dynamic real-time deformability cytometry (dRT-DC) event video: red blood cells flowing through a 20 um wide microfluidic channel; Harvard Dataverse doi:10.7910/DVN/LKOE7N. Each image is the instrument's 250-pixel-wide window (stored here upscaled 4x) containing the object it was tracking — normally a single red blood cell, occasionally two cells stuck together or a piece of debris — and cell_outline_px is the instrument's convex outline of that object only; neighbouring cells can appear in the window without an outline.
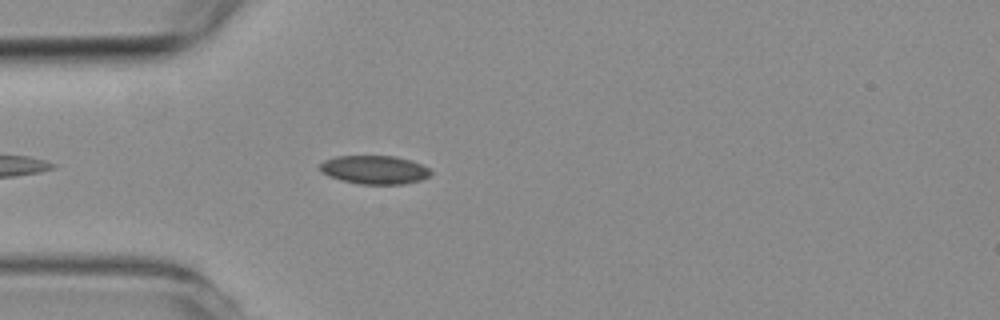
{"species": "common noctule bat (a hibernating species)", "species_latin": "Nyctalus noctula", "temperature_condition": "room temperature", "stored_images_in_passage": 1, "camera_frame_rate_fps": 3000, "um_per_image_px": 0.085, "animal": {"sex": "female", "body_mass_g": 19.3, "forearm_length_mm": 54.1}, "frame": {"image": 1, "passage_image": 1, "time_ms": 0.0, "image_size_px": [1000, 320], "cell_outline_px": [[432, 172], [428, 176], [420, 180], [408, 184], [360, 184], [340, 180], [328, 176], [320, 172], [320, 164], [324, 160], [336, 156], [392, 156], [408, 160], [420, 164], [428, 168]], "centroid_in_image_um": [31.79, 14.44], "position_along_channel_um": 53.2, "area_um2": 18.38}}